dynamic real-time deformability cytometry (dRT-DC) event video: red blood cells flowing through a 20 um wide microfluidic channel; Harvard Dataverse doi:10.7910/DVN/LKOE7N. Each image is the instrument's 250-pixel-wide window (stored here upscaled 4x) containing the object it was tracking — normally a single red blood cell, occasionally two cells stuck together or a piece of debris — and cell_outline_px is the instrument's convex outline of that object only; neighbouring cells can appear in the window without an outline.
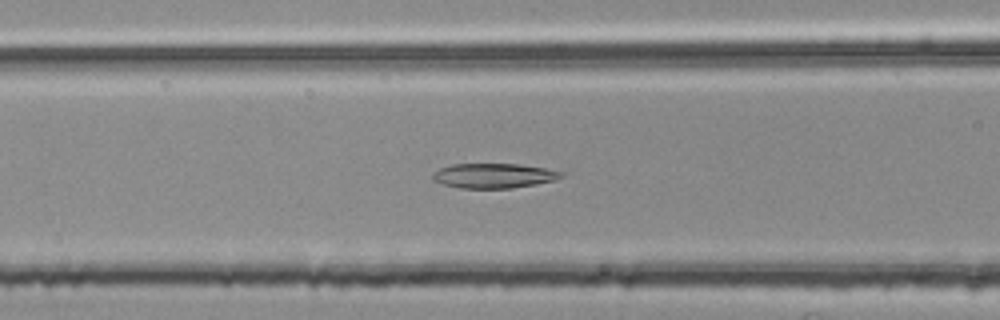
{"species": "common noctule bat (a hibernating species)", "species_latin": "Nyctalus noctula", "temperature_condition": "room temperature", "stored_images_in_passage": 52, "camera_frame_rate_fps": 3000, "um_per_image_px": 0.085, "animal": {"sex": "female", "body_mass_g": 25.1}, "frame": {"image": 1, "passage_image": 21, "time_ms": 6.667, "image_size_px": [1000, 320], "cell_outline_px": [[564, 176], [552, 180], [536, 184], [512, 188], [460, 188], [444, 184], [432, 180], [432, 172], [440, 168], [452, 164], [520, 164], [544, 168], [564, 172]], "centroid_in_image_um": [41.94, 14.93], "position_along_channel_um": 124.7, "area_um2": 18.5}}
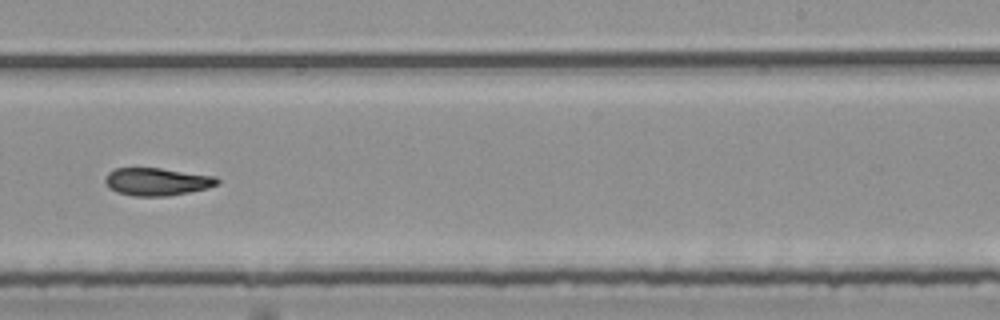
{"frame": {"image": 2, "passage_image": 33, "time_ms": 10.667, "image_size_px": [1000, 320], "cell_outline_px": [[220, 184], [208, 188], [168, 196], [132, 196], [116, 192], [108, 188], [104, 180], [108, 172], [116, 168], [160, 168], [216, 176], [220, 180]], "centroid_in_image_um": [13.35, 15.44], "position_along_channel_um": 275.7, "area_um2": 18.26}}
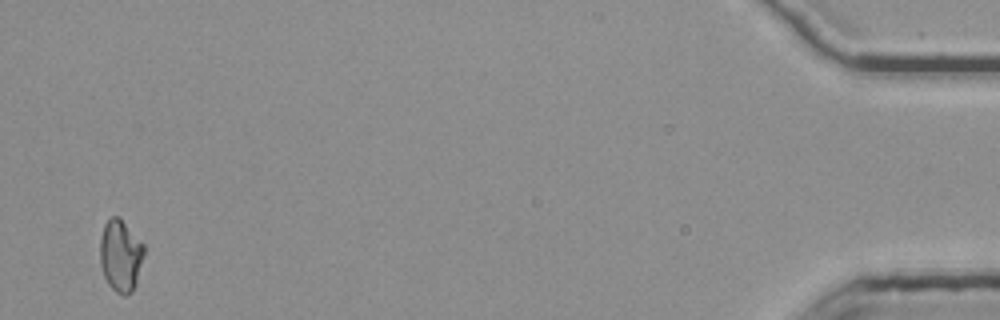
{"frame": {"image": 3, "passage_image": 52, "time_ms": 17.0, "image_size_px": [1000, 320], "cell_outline_px": [[144, 256], [136, 284], [132, 292], [124, 296], [120, 296], [108, 284], [104, 276], [100, 264], [100, 236], [104, 224], [112, 216], [120, 216], [144, 244]], "centroid_in_image_um": [10.25, 21.72], "position_along_channel_um": 424.9, "area_um2": 18.79}, "authors_computed_cell_mechanics": {"area_um2": 18.6405, "velocity_mm_per_s": 3.7765, "shape_relaxation_time_tau1_ms": null, "shape_relaxation_time_tau2_ms": 6.1952, "deformation_change_tau1": null, "deformation_change_tau2": 0.1226}}